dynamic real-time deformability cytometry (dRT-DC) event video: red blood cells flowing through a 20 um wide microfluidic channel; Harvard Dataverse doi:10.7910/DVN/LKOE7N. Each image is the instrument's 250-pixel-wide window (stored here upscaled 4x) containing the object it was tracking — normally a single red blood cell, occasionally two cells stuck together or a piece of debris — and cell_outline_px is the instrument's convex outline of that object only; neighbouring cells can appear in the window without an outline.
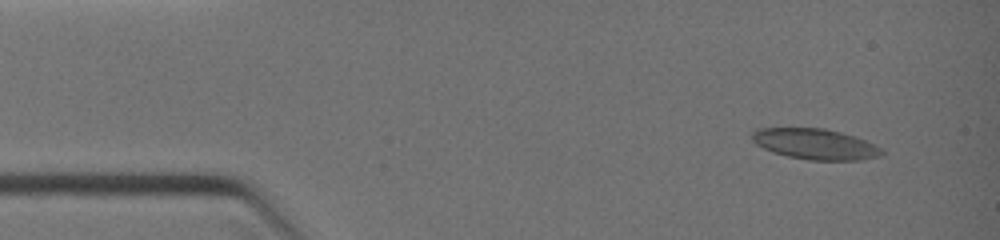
{"species": "common noctule bat (a hibernating species)", "species_latin": "Nyctalus noctula", "temperature_condition": "warm", "stored_images_in_passage": 35, "camera_frame_rate_fps": 3000, "um_per_image_px": 0.085, "animal": {"sex": "female", "body_mass_g": 19.0, "forearm_length_mm": 51.5}, "frame": {"image": 1, "passage_image": 2, "time_ms": 0.333, "image_size_px": [1000, 240], "cell_outline_px": [[884, 156], [860, 160], [808, 160], [788, 156], [772, 152], [756, 144], [752, 140], [752, 132], [756, 128], [824, 128], [856, 136], [880, 148], [884, 152]], "centroid_in_image_um": [69.29, 12.25], "position_along_channel_um": 15.7, "area_um2": 23.24}}
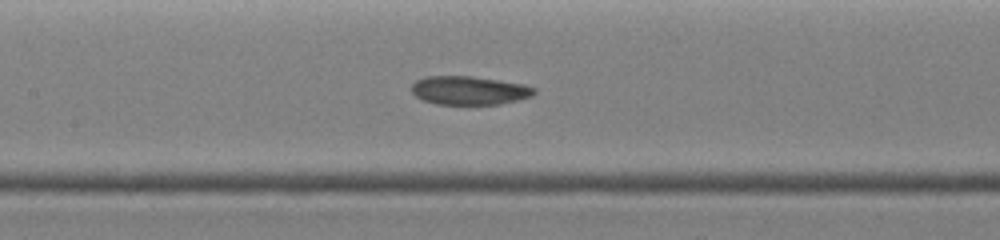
{"frame": {"image": 2, "passage_image": 16, "time_ms": 5.0, "image_size_px": [1000, 240], "cell_outline_px": [[536, 92], [532, 96], [500, 104], [436, 104], [424, 100], [416, 96], [412, 92], [412, 84], [416, 80], [424, 76], [472, 76], [524, 84], [536, 88]], "centroid_in_image_um": [39.88, 7.68], "position_along_channel_um": 167.5, "area_um2": 20.4}}
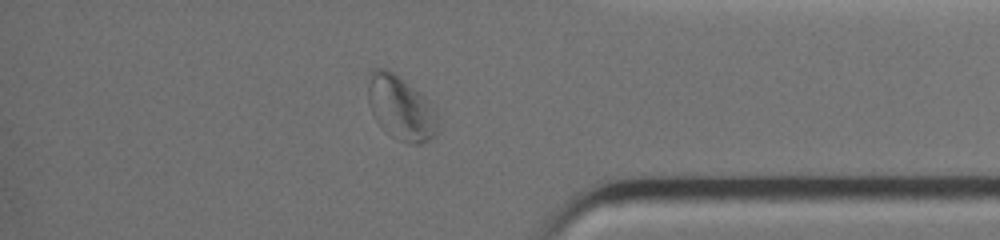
{"frame": {"image": 3, "passage_image": 30, "time_ms": 9.667, "image_size_px": [1000, 240], "cell_outline_px": [[436, 132], [428, 140], [420, 144], [412, 144], [400, 140], [384, 128], [376, 120], [368, 104], [368, 84], [372, 72], [376, 68], [384, 68], [392, 72], [404, 80], [420, 92], [432, 104], [436, 120]], "centroid_in_image_um": [34.05, 9.15], "position_along_channel_um": 401.1, "area_um2": 25.32}}